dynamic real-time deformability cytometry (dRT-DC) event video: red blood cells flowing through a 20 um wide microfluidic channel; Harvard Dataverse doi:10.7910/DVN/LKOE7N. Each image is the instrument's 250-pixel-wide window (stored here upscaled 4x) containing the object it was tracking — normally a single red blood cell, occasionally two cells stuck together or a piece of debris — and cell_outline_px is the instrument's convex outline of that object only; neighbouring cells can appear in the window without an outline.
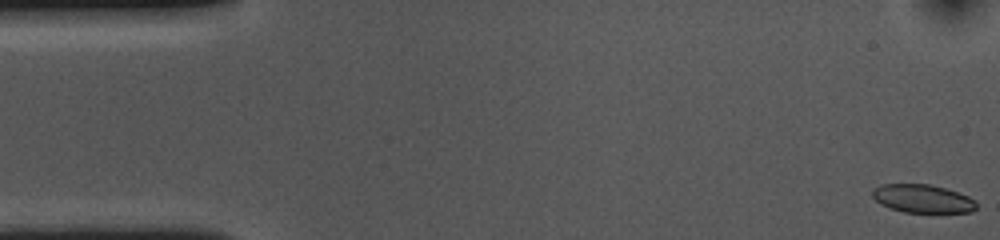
{"species": "common noctule bat (a hibernating species)", "species_latin": "Nyctalus noctula", "temperature_condition": "cold", "stored_images_in_passage": 56, "camera_frame_rate_fps": 3000, "um_per_image_px": 0.085, "animal": {"sex": "female", "body_mass_g": 10.0, "forearm_length_mm": 53.1}, "frame": {"image": 1, "passage_image": 1, "time_ms": 0.0, "image_size_px": [1000, 240], "cell_outline_px": [[976, 208], [972, 212], [904, 212], [880, 204], [872, 196], [872, 188], [880, 184], [932, 184], [968, 196], [976, 200]], "centroid_in_image_um": [78.4, 16.87], "position_along_channel_um": 6.6, "area_um2": 17.11}}
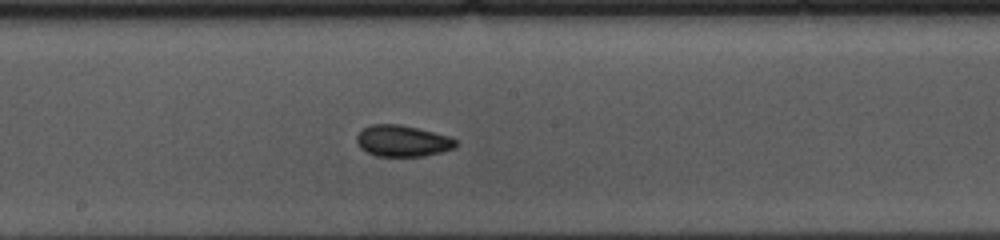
{"frame": {"image": 2, "passage_image": 28, "time_ms": 9.0, "image_size_px": [1000, 240], "cell_outline_px": [[460, 144], [456, 148], [424, 156], [376, 156], [360, 148], [356, 144], [356, 136], [364, 128], [372, 124], [400, 124], [448, 136], [456, 140]], "centroid_in_image_um": [34.21, 11.99], "position_along_channel_um": 214.0, "area_um2": 18.09}}
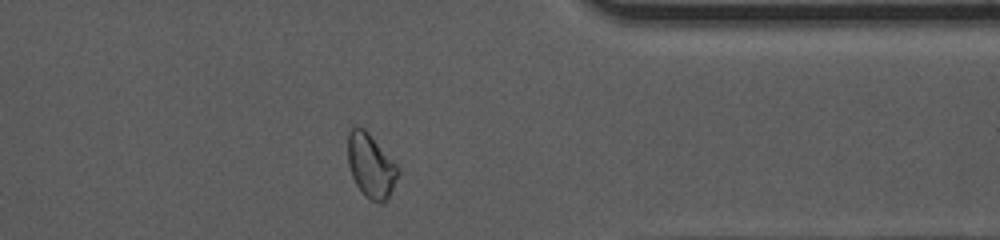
{"frame": {"image": 3, "passage_image": 43, "time_ms": 14.0, "image_size_px": [1000, 240], "cell_outline_px": [[400, 172], [384, 204], [380, 204], [364, 196], [356, 184], [352, 176], [348, 164], [348, 132], [352, 124], [360, 124], [368, 132], [396, 164]], "centroid_in_image_um": [31.49, 14.05], "position_along_channel_um": 379.9, "area_um2": 18.79}, "authors_computed_cell_mechanics": {"area_um2": 18.4382, "velocity_mm_per_s": 3.599, "shape_relaxation_time_tau1_ms": 6.4451, "shape_relaxation_time_tau2_ms": 1.9724, "deformation_change_tau1": 0.1023, "deformation_change_tau2": 0.0523}}